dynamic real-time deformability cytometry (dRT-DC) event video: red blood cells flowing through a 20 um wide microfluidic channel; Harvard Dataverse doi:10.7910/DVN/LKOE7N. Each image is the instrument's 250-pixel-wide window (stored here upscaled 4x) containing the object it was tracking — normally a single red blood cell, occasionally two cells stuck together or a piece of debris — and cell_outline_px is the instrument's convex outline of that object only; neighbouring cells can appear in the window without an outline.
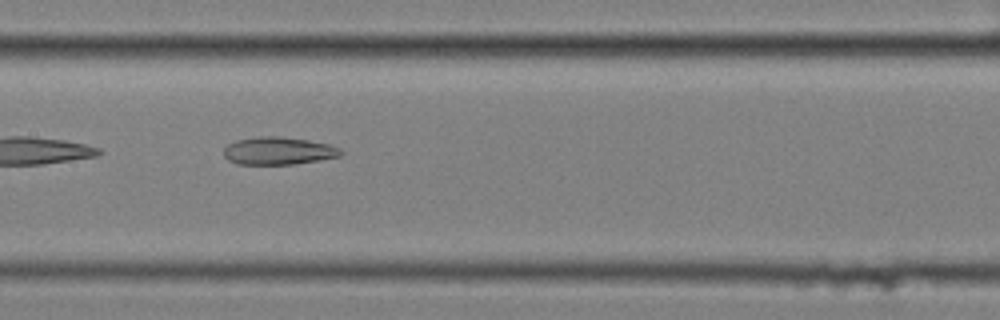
{"species": "common noctule bat (a hibernating species)", "species_latin": "Nyctalus noctula", "temperature_condition": "cold", "stored_images_in_passage": 11, "camera_frame_rate_fps": 3000, "um_per_image_px": 0.085, "animal": {"sex": "female", "body_mass_g": 25.1}, "frame": {"image": 1, "passage_image": 7, "time_ms": 2.0, "image_size_px": [1000, 320], "cell_outline_px": [[344, 152], [340, 156], [320, 160], [296, 164], [236, 164], [228, 160], [224, 156], [224, 148], [228, 144], [236, 140], [260, 136], [280, 136], [308, 140], [328, 144], [340, 148]], "centroid_in_image_um": [23.67, 12.82], "position_along_channel_um": 183.7, "area_um2": 18.96}}
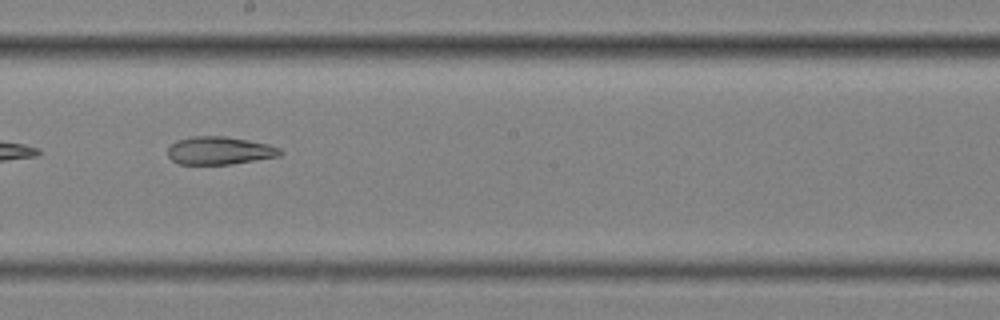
{"frame": {"image": 2, "passage_image": 8, "time_ms": 2.333, "image_size_px": [1000, 320], "cell_outline_px": [[284, 152], [280, 156], [232, 164], [176, 164], [168, 156], [168, 148], [176, 140], [192, 136], [224, 136], [248, 140], [268, 144], [280, 148]], "centroid_in_image_um": [18.66, 12.8], "position_along_channel_um": 229.5, "area_um2": 18.38}}
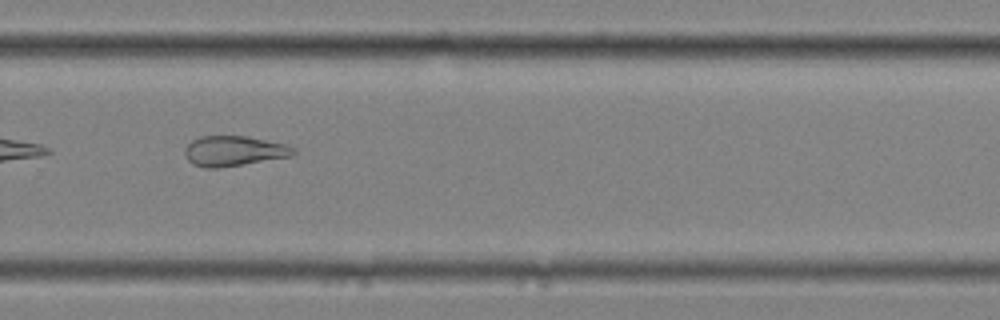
{"frame": {"image": 3, "passage_image": 10, "time_ms": 3.0, "image_size_px": [1000, 320], "cell_outline_px": [[296, 152], [292, 156], [216, 168], [204, 168], [192, 164], [184, 156], [184, 148], [192, 140], [200, 136], [248, 136], [288, 144], [296, 148]], "centroid_in_image_um": [19.88, 12.82], "position_along_channel_um": 309.9, "area_um2": 19.25}}